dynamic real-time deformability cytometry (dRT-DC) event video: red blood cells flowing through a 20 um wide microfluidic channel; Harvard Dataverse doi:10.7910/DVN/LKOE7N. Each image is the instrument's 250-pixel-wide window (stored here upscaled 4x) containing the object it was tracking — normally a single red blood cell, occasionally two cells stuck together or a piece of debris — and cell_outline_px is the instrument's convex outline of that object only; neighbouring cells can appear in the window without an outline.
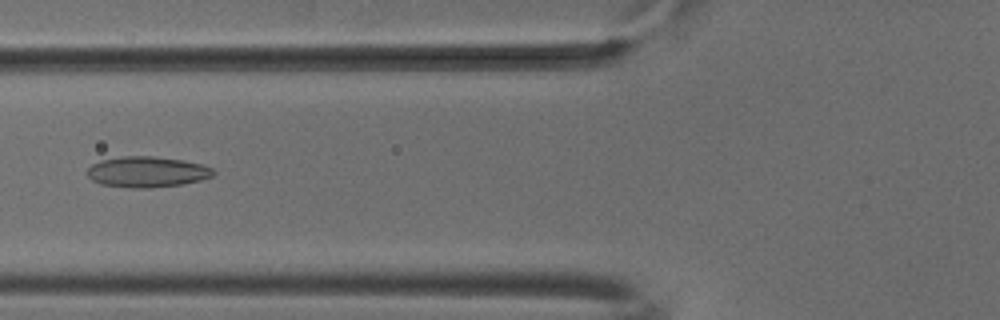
{"species": "common noctule bat (a hibernating species)", "species_latin": "Nyctalus noctula", "temperature_condition": "cold", "stored_images_in_passage": 39, "camera_frame_rate_fps": 3000, "um_per_image_px": 0.085, "animal": {"sex": "male", "body_mass_g": 18.8}, "frame": {"image": 1, "passage_image": 9, "time_ms": 2.667, "image_size_px": [1000, 320], "cell_outline_px": [[216, 172], [212, 176], [200, 180], [184, 184], [148, 188], [132, 188], [100, 184], [92, 180], [84, 172], [92, 164], [100, 160], [120, 156], [152, 156], [184, 160], [200, 164], [212, 168]], "centroid_in_image_um": [12.47, 14.61], "position_along_channel_um": 113.3, "area_um2": 22.77}}
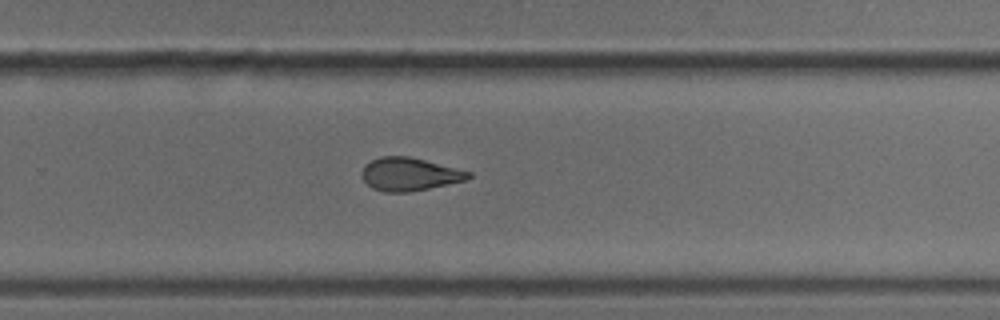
{"frame": {"image": 2, "passage_image": 23, "time_ms": 7.333, "image_size_px": [1000, 320], "cell_outline_px": [[472, 176], [464, 180], [448, 184], [408, 192], [384, 192], [372, 188], [364, 180], [360, 172], [364, 164], [380, 156], [408, 156], [472, 172]], "centroid_in_image_um": [34.76, 14.8], "position_along_channel_um": 295.0, "area_um2": 20.4}}
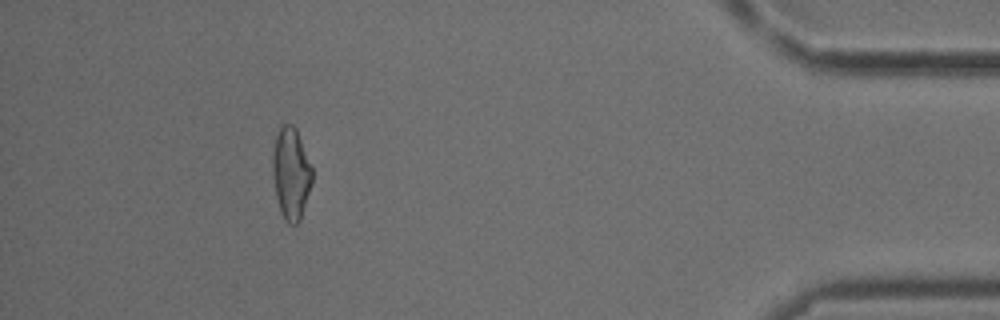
{"frame": {"image": 3, "passage_image": 36, "time_ms": 11.667, "image_size_px": [1000, 320], "cell_outline_px": [[312, 184], [300, 220], [296, 224], [288, 224], [284, 220], [280, 212], [276, 196], [272, 172], [272, 156], [276, 136], [280, 128], [284, 124], [292, 124], [296, 128], [312, 168]], "centroid_in_image_um": [24.73, 14.77], "position_along_channel_um": 410.5, "area_um2": 21.15}}